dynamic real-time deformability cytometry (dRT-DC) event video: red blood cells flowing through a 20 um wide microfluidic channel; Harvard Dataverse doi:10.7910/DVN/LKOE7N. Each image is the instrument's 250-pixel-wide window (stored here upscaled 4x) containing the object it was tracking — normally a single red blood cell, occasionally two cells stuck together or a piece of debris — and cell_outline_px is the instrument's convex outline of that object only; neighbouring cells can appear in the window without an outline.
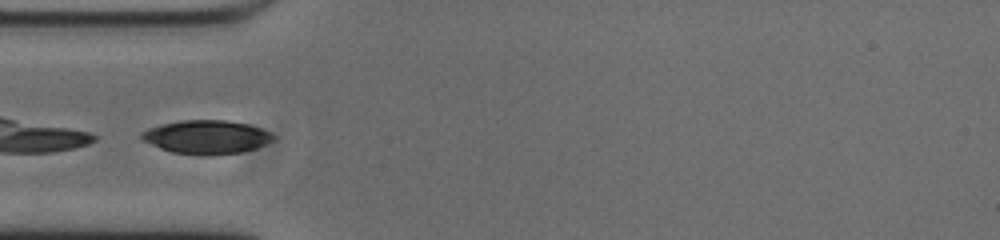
{"species": "common noctule bat (a hibernating species)", "species_latin": "Nyctalus noctula", "temperature_condition": "cold", "stored_images_in_passage": 28, "camera_frame_rate_fps": 3000, "um_per_image_px": 0.085, "animal": {"sex": "male", "body_mass_g": 20.0, "forearm_length_mm": 53.3}, "frame": {"image": 1, "passage_image": 1, "time_ms": 0.0, "image_size_px": [1000, 240], "cell_outline_px": [[272, 140], [264, 144], [240, 152], [208, 156], [200, 156], [172, 152], [160, 148], [140, 140], [140, 132], [148, 128], [160, 124], [180, 120], [224, 120], [248, 124], [260, 128], [268, 132], [272, 136]], "centroid_in_image_um": [17.45, 11.65], "position_along_channel_um": 67.6, "area_um2": 25.78}}
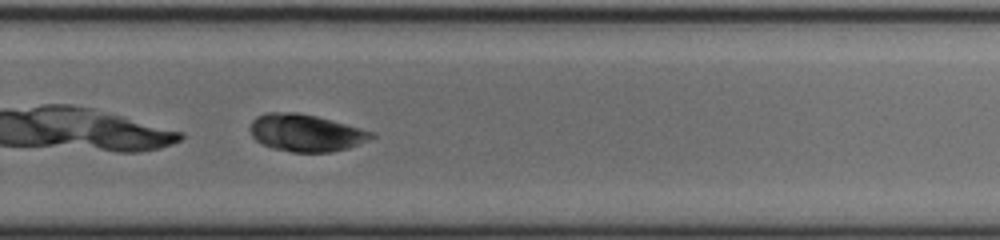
{"frame": {"image": 2, "passage_image": 20, "time_ms": 6.333, "image_size_px": [1000, 240], "cell_outline_px": [[376, 136], [368, 140], [348, 148], [332, 152], [292, 152], [272, 148], [260, 144], [252, 136], [248, 128], [252, 120], [256, 116], [264, 112], [296, 112], [316, 116], [360, 128], [372, 132]], "centroid_in_image_um": [25.93, 11.29], "position_along_channel_um": 303.9, "area_um2": 26.41}}